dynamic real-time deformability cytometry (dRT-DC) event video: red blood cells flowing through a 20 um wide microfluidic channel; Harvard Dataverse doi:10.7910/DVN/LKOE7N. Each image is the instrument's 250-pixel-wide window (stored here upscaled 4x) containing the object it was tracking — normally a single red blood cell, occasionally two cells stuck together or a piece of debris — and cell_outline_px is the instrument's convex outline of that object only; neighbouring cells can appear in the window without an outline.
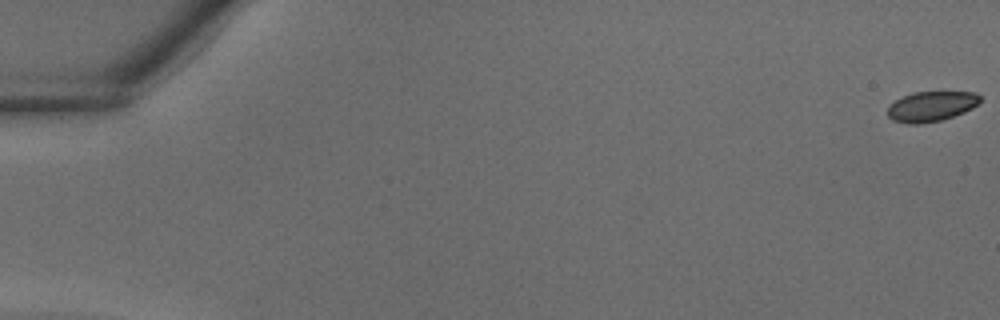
{"species": "common noctule bat (a hibernating species)", "species_latin": "Nyctalus noctula", "temperature_condition": "warm", "stored_images_in_passage": 39, "camera_frame_rate_fps": 3000, "um_per_image_px": 0.085, "animal": {"sex": "male", "body_mass_g": 18.8}, "frame": {"image": 1, "passage_image": 1, "time_ms": 0.0, "image_size_px": [1000, 320], "cell_outline_px": [[980, 100], [972, 108], [964, 112], [940, 120], [920, 124], [908, 124], [892, 120], [888, 116], [888, 108], [896, 100], [912, 92], [976, 92], [980, 96]], "centroid_in_image_um": [79.15, 9.04], "position_along_channel_um": 5.9, "area_um2": 16.01}}
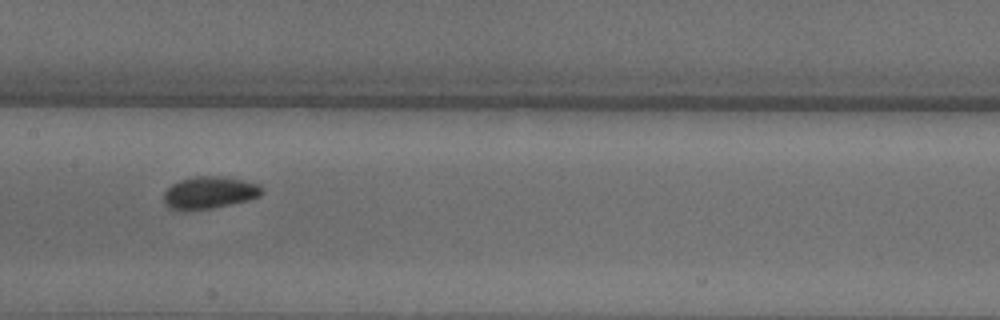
{"frame": {"image": 2, "passage_image": 21, "time_ms": 6.667, "image_size_px": [1000, 320], "cell_outline_px": [[264, 192], [260, 196], [248, 200], [212, 208], [184, 212], [176, 212], [164, 204], [164, 192], [172, 184], [180, 180], [196, 176], [220, 176], [244, 180], [260, 184], [264, 188]], "centroid_in_image_um": [17.79, 16.39], "position_along_channel_um": 189.6, "area_um2": 18.84}}
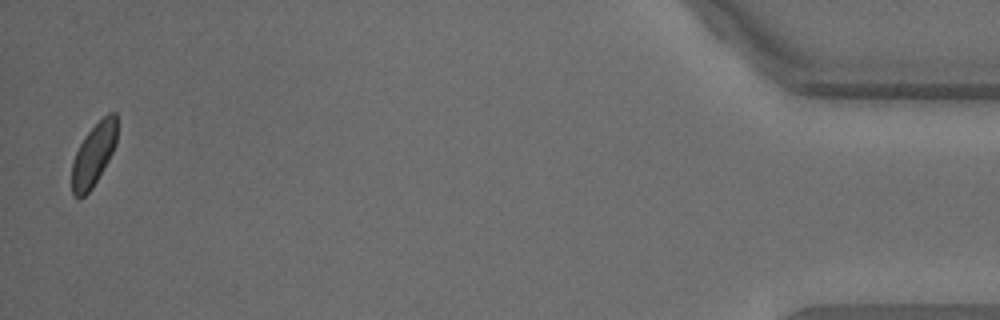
{"frame": {"image": 3, "passage_image": 39, "time_ms": 12.667, "image_size_px": [1000, 320], "cell_outline_px": [[116, 144], [108, 160], [92, 188], [80, 200], [72, 192], [72, 164], [76, 152], [84, 136], [108, 112], [116, 112]], "centroid_in_image_um": [7.95, 13.15], "position_along_channel_um": 427.3, "area_um2": 16.18}}